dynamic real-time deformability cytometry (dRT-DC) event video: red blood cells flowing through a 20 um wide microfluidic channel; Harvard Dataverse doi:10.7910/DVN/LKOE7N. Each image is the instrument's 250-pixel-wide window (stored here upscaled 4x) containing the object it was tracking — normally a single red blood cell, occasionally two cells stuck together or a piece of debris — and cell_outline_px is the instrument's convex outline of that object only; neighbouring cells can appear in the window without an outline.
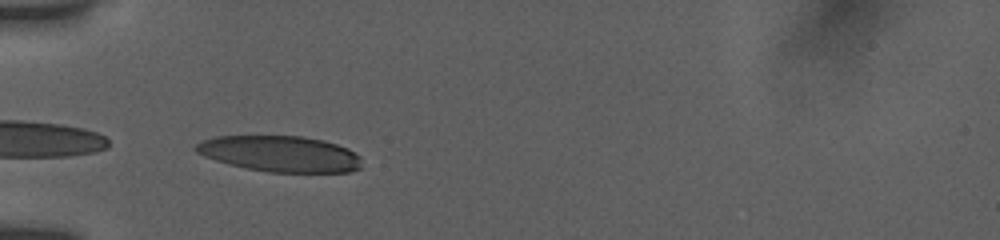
{"species": "human", "species_latin": "Homo sapiens", "temperature_condition": "room temperature", "stored_images_in_passage": 13, "camera_frame_rate_fps": 3000, "um_per_image_px": 0.085, "donor": {"sex": "female"}, "frame": {"image": 1, "passage_image": 1, "time_ms": 0.0, "image_size_px": [1000, 240], "cell_outline_px": [[360, 168], [348, 172], [268, 172], [244, 168], [228, 164], [204, 156], [196, 152], [192, 148], [196, 144], [204, 140], [216, 136], [304, 136], [324, 140], [348, 148], [360, 156]], "centroid_in_image_um": [23.79, 13.07], "position_along_channel_um": 61.2, "area_um2": 34.85}}
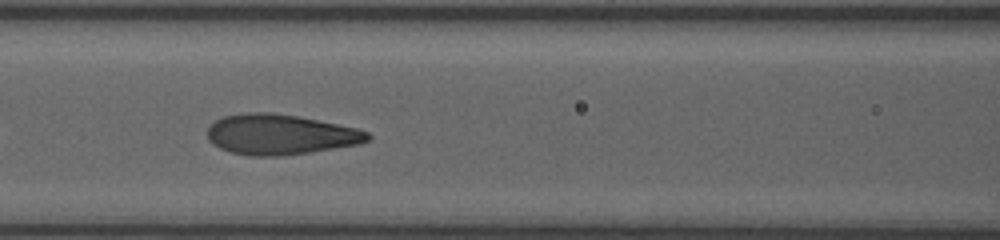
{"frame": {"image": 2, "passage_image": 8, "time_ms": 2.333, "image_size_px": [1000, 240], "cell_outline_px": [[372, 136], [368, 140], [360, 144], [308, 152], [280, 156], [248, 156], [232, 152], [220, 148], [212, 144], [208, 140], [208, 128], [216, 120], [224, 116], [248, 112], [272, 112], [296, 116], [356, 128], [368, 132]], "centroid_in_image_um": [23.8, 11.43], "position_along_channel_um": 142.8, "area_um2": 37.4}}
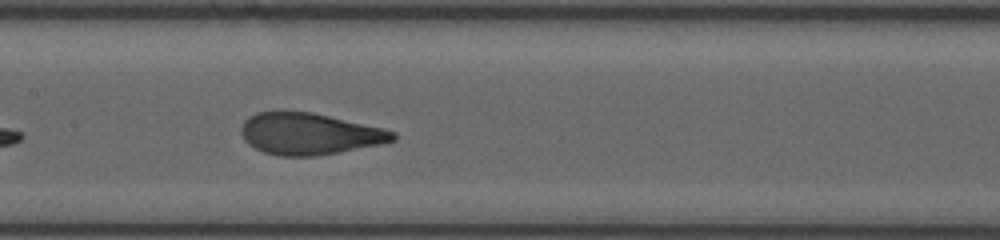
{"frame": {"image": 3, "passage_image": 10, "time_ms": 3.333, "image_size_px": [1000, 240], "cell_outline_px": [[396, 140], [380, 144], [316, 156], [280, 156], [264, 152], [248, 144], [244, 140], [240, 132], [240, 128], [244, 120], [248, 116], [256, 112], [312, 112], [384, 128], [396, 132]], "centroid_in_image_um": [26.28, 11.37], "position_along_channel_um": 181.1, "area_um2": 36.7}}